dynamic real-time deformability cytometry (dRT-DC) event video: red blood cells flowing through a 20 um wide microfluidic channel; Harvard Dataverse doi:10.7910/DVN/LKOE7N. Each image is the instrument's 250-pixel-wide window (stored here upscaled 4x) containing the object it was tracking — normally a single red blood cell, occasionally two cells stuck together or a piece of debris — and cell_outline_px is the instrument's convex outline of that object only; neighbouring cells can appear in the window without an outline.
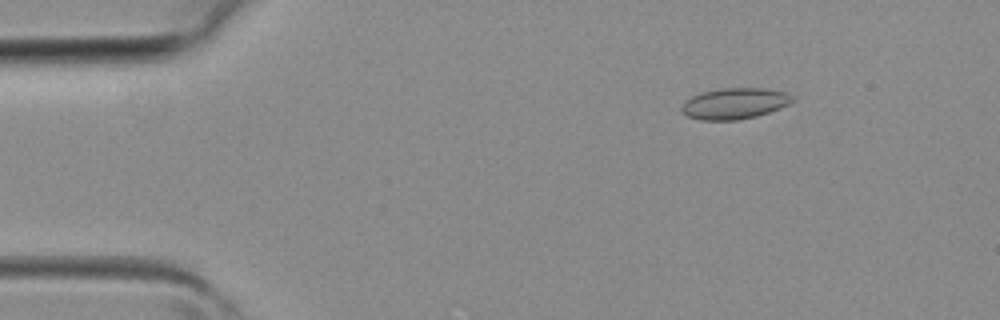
{"species": "common noctule bat (a hibernating species)", "species_latin": "Nyctalus noctula", "temperature_condition": "room temperature", "stored_images_in_passage": 3, "camera_frame_rate_fps": 3000, "um_per_image_px": 0.085, "animal": {"sex": "female", "body_mass_g": 19.3, "forearm_length_mm": 54.1}, "frame": {"image": 1, "passage_image": 1, "time_ms": 0.0, "image_size_px": [1000, 320], "cell_outline_px": [[796, 100], [780, 108], [756, 116], [736, 120], [700, 120], [688, 116], [680, 108], [684, 100], [700, 92], [720, 88], [764, 88], [784, 92], [792, 96]], "centroid_in_image_um": [62.41, 8.79], "position_along_channel_um": 22.6, "area_um2": 20.06}}